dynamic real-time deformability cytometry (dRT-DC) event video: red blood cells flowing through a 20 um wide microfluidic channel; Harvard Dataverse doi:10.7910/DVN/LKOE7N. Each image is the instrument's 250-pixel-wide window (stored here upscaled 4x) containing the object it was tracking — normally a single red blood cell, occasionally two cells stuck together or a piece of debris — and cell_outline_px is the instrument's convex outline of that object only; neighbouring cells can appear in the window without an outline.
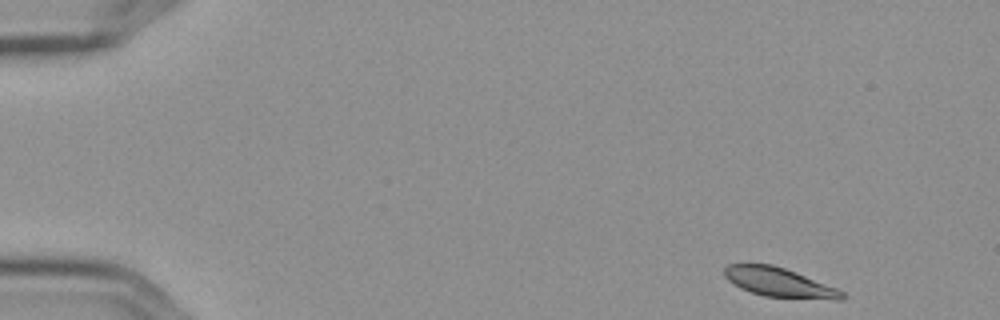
{"species": "Egyptian fruit bat (a non-hibernating species)", "species_latin": "Rousettus aegyptiacus", "temperature_condition": "cold", "stored_images_in_passage": 5, "camera_frame_rate_fps": 3000, "um_per_image_px": 0.085, "frame": {"image": 1, "passage_image": 1, "time_ms": 0.0, "image_size_px": [1000, 320], "cell_outline_px": [[848, 296], [844, 300], [836, 300], [764, 296], [740, 288], [728, 280], [724, 276], [724, 268], [728, 264], [772, 264], [796, 272], [836, 288], [844, 292]], "centroid_in_image_um": [66.26, 24.01], "position_along_channel_um": 18.7, "area_um2": 20.0}}
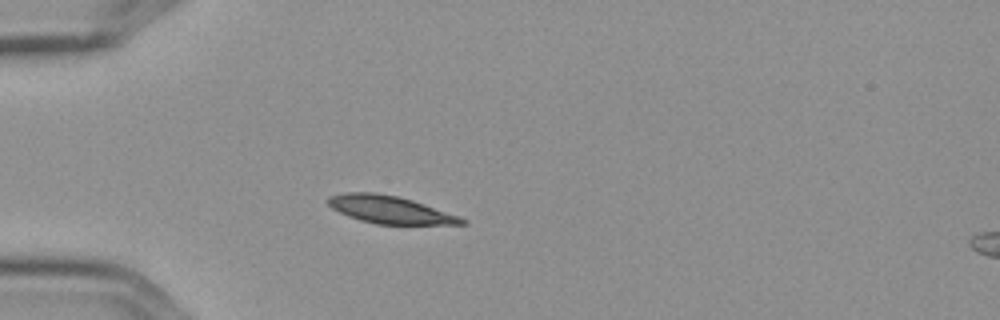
{"frame": {"image": 2, "passage_image": 4, "time_ms": 1.0, "image_size_px": [1000, 320], "cell_outline_px": [[468, 224], [376, 224], [360, 220], [348, 216], [332, 208], [324, 200], [328, 196], [344, 192], [376, 192], [396, 196], [412, 200], [460, 216], [468, 220]], "centroid_in_image_um": [33.12, 17.81], "position_along_channel_um": 51.9, "area_um2": 21.56}}